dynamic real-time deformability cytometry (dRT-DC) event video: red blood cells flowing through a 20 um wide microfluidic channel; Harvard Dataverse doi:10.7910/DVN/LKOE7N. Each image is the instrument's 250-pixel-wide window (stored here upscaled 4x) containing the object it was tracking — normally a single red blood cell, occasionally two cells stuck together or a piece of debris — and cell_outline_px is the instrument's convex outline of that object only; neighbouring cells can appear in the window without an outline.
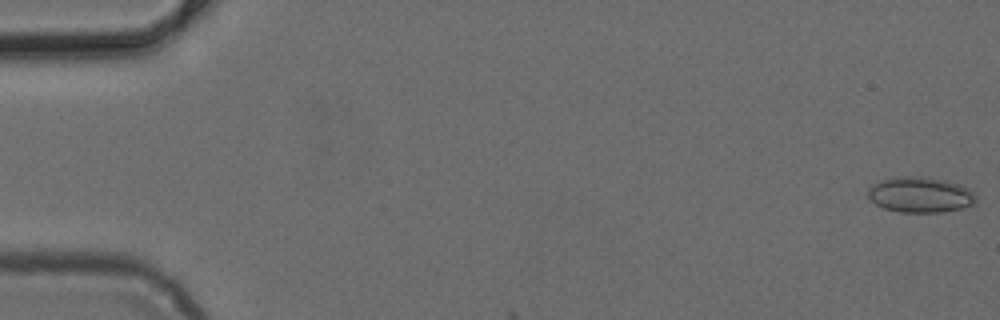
{"species": "common noctule bat (a hibernating species)", "species_latin": "Nyctalus noctula", "temperature_condition": "cold", "stored_images_in_passage": 6, "camera_frame_rate_fps": 3000, "um_per_image_px": 0.085, "animal": {"sex": "female", "body_mass_g": 24.6, "forearm_length_mm": 56.2}, "frame": {"image": 1, "passage_image": 1, "time_ms": 0.0, "image_size_px": [1000, 320], "cell_outline_px": [[976, 200], [972, 204], [960, 208], [940, 212], [900, 212], [884, 208], [876, 204], [868, 196], [868, 188], [872, 184], [880, 180], [900, 176], [920, 176], [944, 180], [968, 188], [976, 196]], "centroid_in_image_um": [78.18, 16.54], "position_along_channel_um": 6.8, "area_um2": 22.14}}